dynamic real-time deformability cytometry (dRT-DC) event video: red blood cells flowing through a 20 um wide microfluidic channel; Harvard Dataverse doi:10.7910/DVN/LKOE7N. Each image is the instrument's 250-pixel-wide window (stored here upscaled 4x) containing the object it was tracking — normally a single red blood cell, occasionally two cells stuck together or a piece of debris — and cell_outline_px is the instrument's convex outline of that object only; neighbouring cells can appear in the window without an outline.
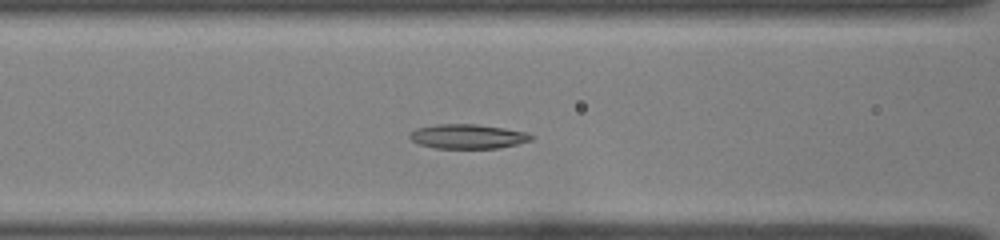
{"species": "common noctule bat (a hibernating species)", "species_latin": "Nyctalus noctula", "temperature_condition": "room temperature", "stored_images_in_passage": 42, "camera_frame_rate_fps": 3000, "um_per_image_px": 0.085, "animal": {"sex": "female", "body_mass_g": 22.0, "forearm_length_mm": 56.7}, "frame": {"image": 1, "passage_image": 14, "time_ms": 4.333, "image_size_px": [1000, 240], "cell_outline_px": [[532, 140], [500, 148], [436, 148], [420, 144], [412, 140], [408, 136], [416, 128], [436, 124], [476, 124], [504, 128], [524, 132], [532, 136]], "centroid_in_image_um": [39.74, 11.59], "position_along_channel_um": 126.9, "area_um2": 17.11}}
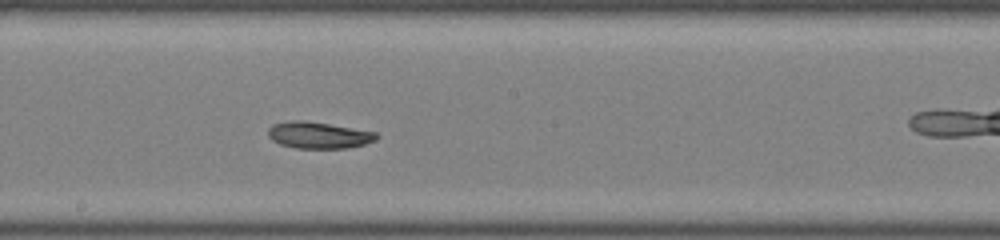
{"frame": {"image": 2, "passage_image": 21, "time_ms": 6.667, "image_size_px": [1000, 240], "cell_outline_px": [[380, 136], [376, 140], [364, 144], [348, 148], [296, 148], [280, 144], [272, 140], [268, 136], [268, 128], [272, 124], [296, 120], [304, 120], [376, 132]], "centroid_in_image_um": [27.08, 11.49], "position_along_channel_um": 221.1, "area_um2": 16.7}}
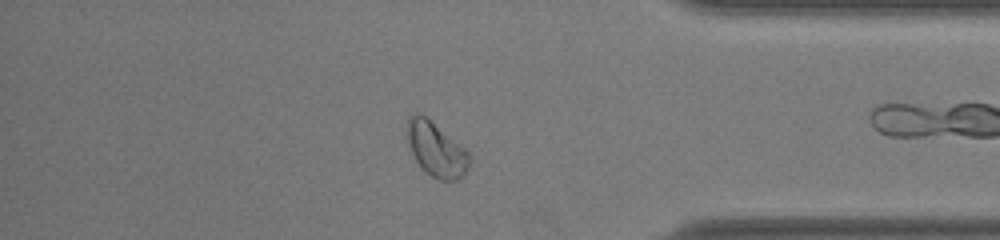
{"frame": {"image": 3, "passage_image": 35, "time_ms": 11.333, "image_size_px": [1000, 240], "cell_outline_px": [[472, 160], [464, 176], [456, 180], [440, 180], [432, 176], [420, 168], [408, 144], [408, 120], [416, 112], [424, 116], [460, 144], [468, 152]], "centroid_in_image_um": [37.11, 12.75], "position_along_channel_um": 398.1, "area_um2": 19.36}, "authors_computed_cell_mechanics": {"area_um2": 17.4845, "velocity_mm_per_s": 4.0508, "shape_relaxation_time_tau1_ms": 9.849, "shape_relaxation_time_tau2_ms": null, "deformation_change_tau1": 0.1994, "deformation_change_tau2": null}}